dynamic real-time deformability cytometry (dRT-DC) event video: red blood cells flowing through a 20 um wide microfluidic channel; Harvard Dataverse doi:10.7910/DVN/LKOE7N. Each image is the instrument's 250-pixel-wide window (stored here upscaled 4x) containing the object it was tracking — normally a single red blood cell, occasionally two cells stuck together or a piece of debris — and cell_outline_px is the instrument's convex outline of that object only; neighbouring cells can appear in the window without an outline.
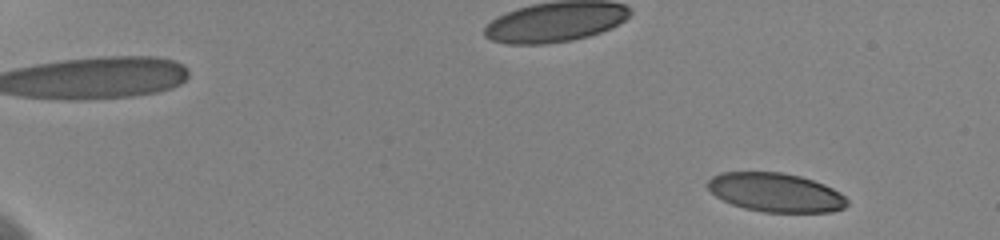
{"species": "human", "species_latin": "Homo sapiens", "temperature_condition": "cold", "stored_images_in_passage": 10, "camera_frame_rate_fps": 3000, "um_per_image_px": 0.085, "donor": {"sex": "female"}, "frame": {"image": 1, "passage_image": 5, "time_ms": 1.333, "image_size_px": [1000, 240], "cell_outline_px": [[848, 204], [844, 208], [832, 212], [764, 212], [744, 208], [732, 204], [716, 196], [708, 188], [708, 180], [712, 176], [720, 172], [784, 172], [800, 176], [824, 184], [840, 192], [848, 200]], "centroid_in_image_um": [65.95, 16.36], "position_along_channel_um": 19.1, "area_um2": 31.62}}